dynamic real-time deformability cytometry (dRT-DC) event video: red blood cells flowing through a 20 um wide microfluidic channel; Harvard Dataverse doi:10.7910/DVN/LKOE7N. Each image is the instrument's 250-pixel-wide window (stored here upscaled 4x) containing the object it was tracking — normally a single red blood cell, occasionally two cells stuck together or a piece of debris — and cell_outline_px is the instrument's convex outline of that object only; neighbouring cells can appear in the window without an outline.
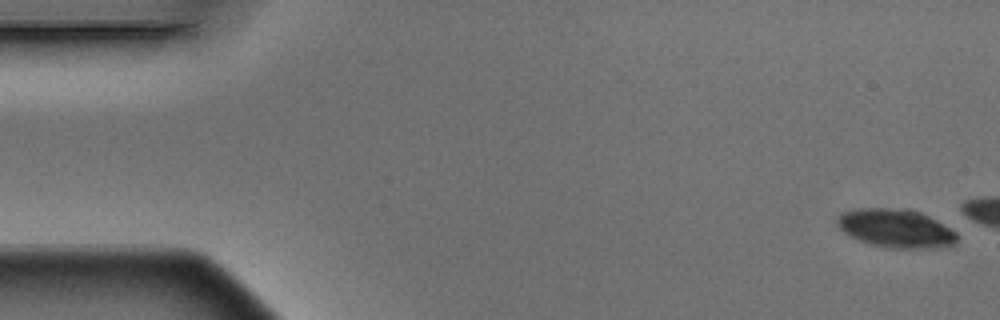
{"species": "Egyptian fruit bat (a non-hibernating species)", "species_latin": "Rousettus aegyptiacus", "temperature_condition": "warm", "stored_images_in_passage": 3, "camera_frame_rate_fps": 3000, "um_per_image_px": 0.085, "animal": {"sex": "male"}, "frame": {"image": 1, "passage_image": 1, "time_ms": 0.0, "image_size_px": [1000, 320], "cell_outline_px": [[956, 240], [952, 244], [940, 248], [884, 248], [868, 244], [844, 232], [836, 224], [836, 220], [844, 212], [852, 208], [888, 208], [920, 212], [936, 220], [956, 232]], "centroid_in_image_um": [76.12, 19.42], "position_along_channel_um": 8.9, "area_um2": 26.65}}